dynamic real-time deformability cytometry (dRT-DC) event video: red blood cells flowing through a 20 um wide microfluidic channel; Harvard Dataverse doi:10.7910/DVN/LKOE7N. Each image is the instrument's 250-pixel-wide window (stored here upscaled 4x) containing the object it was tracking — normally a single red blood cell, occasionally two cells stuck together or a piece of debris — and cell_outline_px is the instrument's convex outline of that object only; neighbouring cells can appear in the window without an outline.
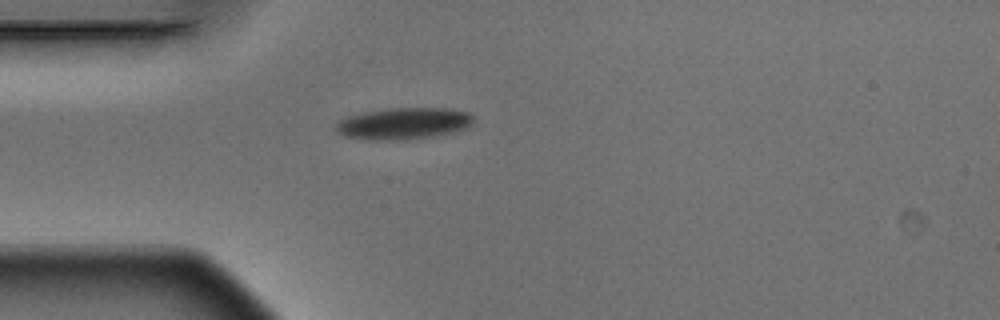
{"species": "Egyptian fruit bat (a non-hibernating species)", "species_latin": "Rousettus aegyptiacus", "temperature_condition": "warm", "stored_images_in_passage": 1, "camera_frame_rate_fps": 3000, "um_per_image_px": 0.085, "animal": {"sex": "male"}, "frame": {"image": 1, "passage_image": 1, "time_ms": 0.0, "image_size_px": [1000, 320], "cell_outline_px": [[472, 124], [464, 128], [452, 132], [408, 140], [364, 140], [344, 136], [336, 132], [336, 124], [340, 120], [348, 116], [364, 112], [388, 108], [452, 108], [468, 112], [472, 116]], "centroid_in_image_um": [34.27, 10.5], "position_along_channel_um": 50.7, "area_um2": 25.43}}